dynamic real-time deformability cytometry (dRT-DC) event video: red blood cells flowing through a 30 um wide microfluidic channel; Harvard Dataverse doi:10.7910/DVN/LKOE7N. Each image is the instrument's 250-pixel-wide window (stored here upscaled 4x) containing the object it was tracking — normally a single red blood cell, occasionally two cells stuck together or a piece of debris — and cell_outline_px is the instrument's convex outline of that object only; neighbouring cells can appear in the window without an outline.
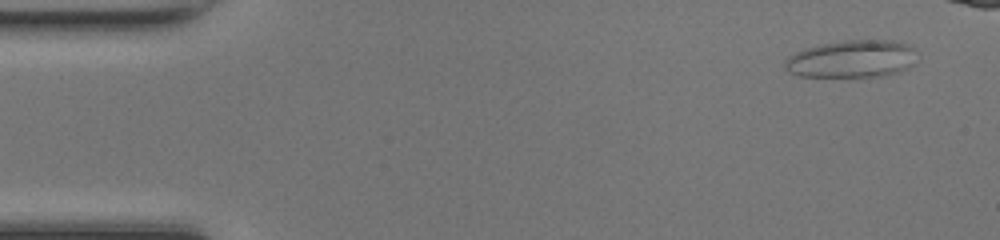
{"species": "common noctule bat (a hibernating species)", "species_latin": "Nyctalus noctula", "temperature_condition": "room temperature", "stored_images_in_passage": 41, "camera_frame_rate_fps": 3000, "um_per_image_px": 0.085, "animal": {"sex": "female", "body_mass_g": 17.0, "forearm_length_mm": 48.0}, "frame": {"image": 1, "passage_image": 1, "time_ms": 0.0, "image_size_px": [1000, 240], "cell_outline_px": [[916, 48], [912, 64], [908, 68], [900, 72], [884, 76], [800, 76], [788, 72], [784, 68], [784, 60], [788, 56], [804, 48], [824, 44], [848, 40], [892, 40], [908, 44]], "centroid_in_image_um": [72.4, 5.01], "position_along_channel_um": 12.6, "area_um2": 28.84}}
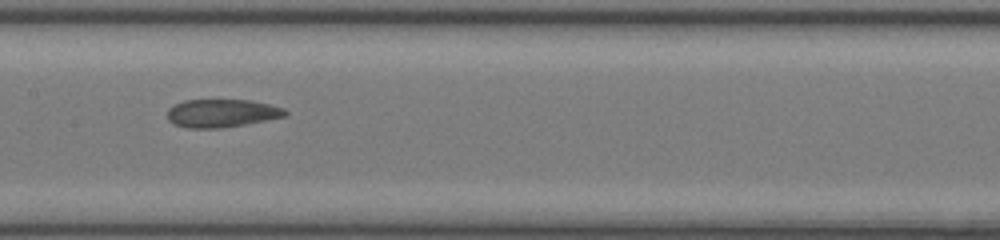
{"frame": {"image": 2, "passage_image": 22, "time_ms": 7.0, "image_size_px": [1000, 240], "cell_outline_px": [[288, 112], [284, 116], [244, 124], [220, 128], [188, 128], [172, 124], [168, 120], [168, 108], [184, 100], [252, 100], [284, 108]], "centroid_in_image_um": [18.81, 9.62], "position_along_channel_um": 188.6, "area_um2": 19.13}}
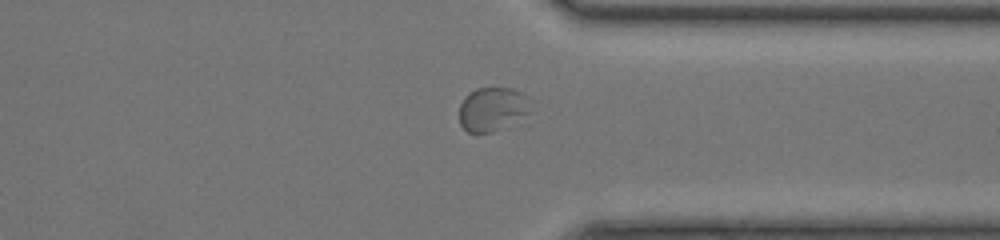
{"frame": {"image": 3, "passage_image": 35, "time_ms": 11.333, "image_size_px": [1000, 240], "cell_outline_px": [[536, 112], [492, 132], [468, 132], [460, 124], [460, 104], [464, 96], [468, 92], [476, 88], [512, 88], [524, 92], [536, 100]], "centroid_in_image_um": [42.01, 9.23], "position_along_channel_um": 369.4, "area_um2": 19.25}, "authors_computed_cell_mechanics": {"area_um2": 20.3456, "velocity_mm_per_s": 4.2095, "shape_relaxation_time_tau1_ms": null, "shape_relaxation_time_tau2_ms": 1.5112, "deformation_change_tau1": null, "deformation_change_tau2": 0.0719}}